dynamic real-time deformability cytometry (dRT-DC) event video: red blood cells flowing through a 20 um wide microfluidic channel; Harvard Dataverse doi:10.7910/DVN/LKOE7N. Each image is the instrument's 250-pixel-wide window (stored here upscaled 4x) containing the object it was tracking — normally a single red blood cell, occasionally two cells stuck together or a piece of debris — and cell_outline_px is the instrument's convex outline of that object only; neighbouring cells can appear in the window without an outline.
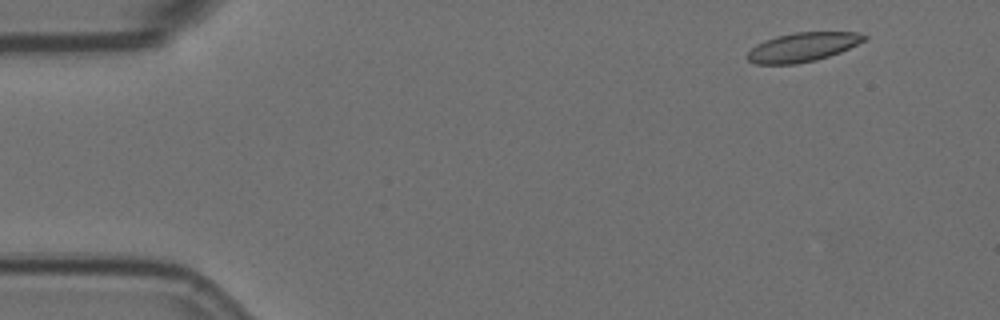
{"species": "Egyptian fruit bat (a non-hibernating species)", "species_latin": "Rousettus aegyptiacus", "temperature_condition": "room temperature", "stored_images_in_passage": 56, "camera_frame_rate_fps": 3000, "um_per_image_px": 0.085, "animal": {"sex": "female"}, "frame": {"image": 1, "passage_image": 4, "time_ms": 1.0, "image_size_px": [1000, 320], "cell_outline_px": [[868, 36], [864, 40], [840, 52], [816, 60], [796, 64], [756, 64], [748, 60], [744, 56], [756, 44], [764, 40], [776, 36], [796, 32], [860, 32]], "centroid_in_image_um": [68.18, 4.0], "position_along_channel_um": 16.8, "area_um2": 19.77}}
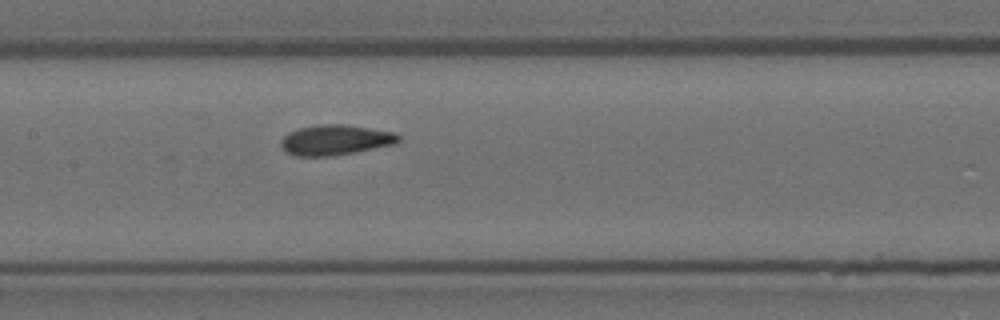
{"frame": {"image": 2, "passage_image": 26, "time_ms": 8.333, "image_size_px": [1000, 320], "cell_outline_px": [[400, 140], [396, 144], [332, 156], [296, 156], [284, 152], [280, 144], [280, 140], [288, 132], [300, 128], [316, 124], [344, 124], [392, 132], [400, 136]], "centroid_in_image_um": [28.46, 11.9], "position_along_channel_um": 178.9, "area_um2": 20.75}}
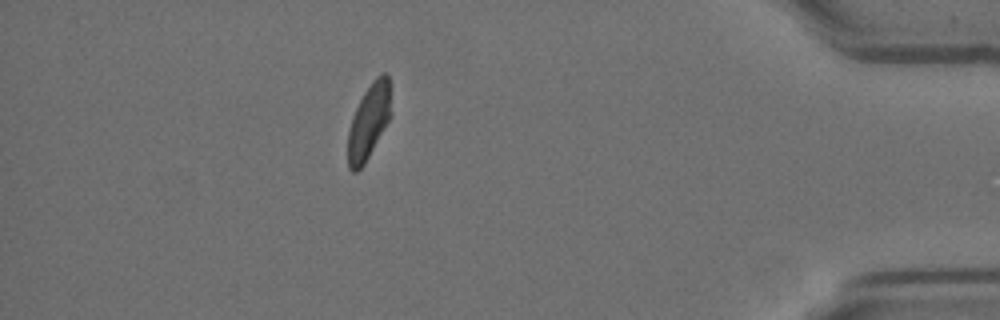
{"frame": {"image": 3, "passage_image": 49, "time_ms": 16.0, "image_size_px": [1000, 320], "cell_outline_px": [[392, 116], [364, 164], [356, 172], [352, 172], [348, 168], [348, 132], [352, 116], [364, 92], [372, 80], [376, 76], [384, 72], [388, 76], [392, 112]], "centroid_in_image_um": [31.36, 10.32], "position_along_channel_um": 403.8, "area_um2": 18.96}, "authors_computed_cell_mechanics": {"area_um2": 19.8832, "velocity_mm_per_s": 3.5574, "shape_relaxation_time_tau1_ms": 8.0737, "shape_relaxation_time_tau2_ms": 1.2806, "deformation_change_tau1": 0.1507, "deformation_change_tau2": 0.0498}}